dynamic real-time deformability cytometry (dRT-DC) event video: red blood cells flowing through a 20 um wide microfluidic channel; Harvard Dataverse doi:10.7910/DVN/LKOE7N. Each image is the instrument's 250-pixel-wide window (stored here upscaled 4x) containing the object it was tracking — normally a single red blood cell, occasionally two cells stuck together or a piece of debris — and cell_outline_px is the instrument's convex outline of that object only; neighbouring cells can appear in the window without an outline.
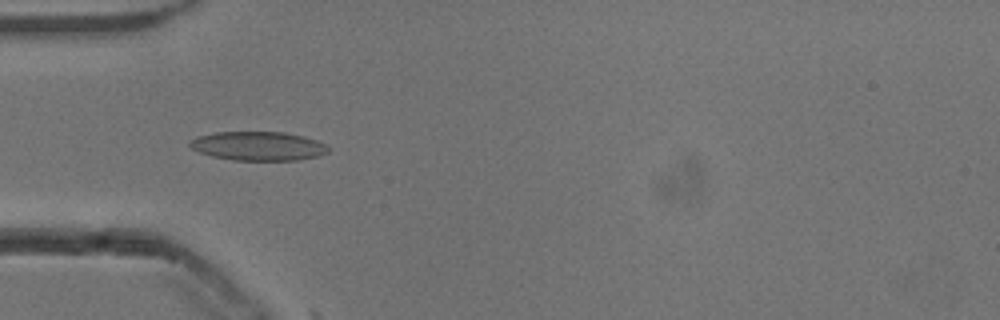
{"species": "common noctule bat (a hibernating species)", "species_latin": "Nyctalus noctula", "temperature_condition": "cold", "stored_images_in_passage": 17, "camera_frame_rate_fps": 3000, "um_per_image_px": 0.085, "animal": {"sex": "male", "body_mass_g": 13.3}, "frame": {"image": 1, "passage_image": 16, "time_ms": 5.0, "image_size_px": [1000, 320], "cell_outline_px": [[332, 148], [328, 152], [320, 156], [296, 160], [232, 160], [212, 156], [200, 152], [192, 148], [188, 144], [196, 136], [216, 132], [284, 132], [304, 136], [316, 140]], "centroid_in_image_um": [21.98, 12.41], "position_along_channel_um": 63.0, "area_um2": 23.41}}